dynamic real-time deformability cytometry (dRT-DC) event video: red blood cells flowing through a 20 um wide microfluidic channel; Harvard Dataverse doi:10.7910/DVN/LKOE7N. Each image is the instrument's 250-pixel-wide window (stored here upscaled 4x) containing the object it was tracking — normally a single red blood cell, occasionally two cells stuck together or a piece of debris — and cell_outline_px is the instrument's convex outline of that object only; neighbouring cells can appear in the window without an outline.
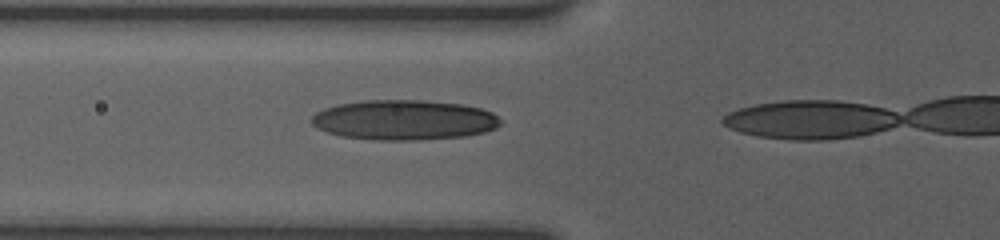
{"species": "human", "species_latin": "Homo sapiens", "temperature_condition": "room temperature", "stored_images_in_passage": 8, "camera_frame_rate_fps": 3000, "um_per_image_px": 0.085, "donor": {"sex": "female"}, "frame": {"image": 1, "passage_image": 7, "time_ms": 4.333, "image_size_px": [1000, 240], "cell_outline_px": [[500, 124], [496, 128], [484, 132], [464, 136], [416, 140], [376, 140], [340, 136], [316, 128], [312, 124], [312, 116], [316, 112], [324, 108], [336, 104], [360, 100], [424, 100], [460, 104], [480, 108], [492, 112], [500, 120]], "centroid_in_image_um": [34.31, 10.19], "position_along_channel_um": 91.5, "area_um2": 44.16}}